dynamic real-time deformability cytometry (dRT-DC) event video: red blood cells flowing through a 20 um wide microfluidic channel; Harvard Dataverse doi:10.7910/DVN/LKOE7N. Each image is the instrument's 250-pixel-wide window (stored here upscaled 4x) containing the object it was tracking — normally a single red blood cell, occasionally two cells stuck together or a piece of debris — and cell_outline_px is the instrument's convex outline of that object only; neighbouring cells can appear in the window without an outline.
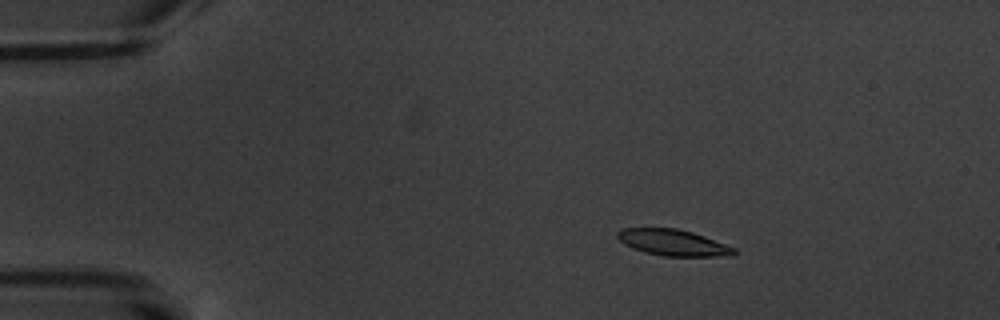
{"species": "common noctule bat (a hibernating species)", "species_latin": "Nyctalus noctula", "temperature_condition": "warm", "stored_images_in_passage": 6, "camera_frame_rate_fps": 3000, "um_per_image_px": 0.085, "animal": {"sex": "male", "body_mass_g": 20.1, "forearm_length_mm": 53.5}, "frame": {"image": 1, "passage_image": 4, "time_ms": 3.333, "image_size_px": [1000, 320], "cell_outline_px": [[736, 252], [732, 256], [664, 256], [644, 252], [632, 248], [624, 244], [616, 236], [616, 232], [620, 228], [676, 228], [692, 232], [704, 236], [736, 248]], "centroid_in_image_um": [57.19, 20.62], "position_along_channel_um": 27.8, "area_um2": 17.86}}